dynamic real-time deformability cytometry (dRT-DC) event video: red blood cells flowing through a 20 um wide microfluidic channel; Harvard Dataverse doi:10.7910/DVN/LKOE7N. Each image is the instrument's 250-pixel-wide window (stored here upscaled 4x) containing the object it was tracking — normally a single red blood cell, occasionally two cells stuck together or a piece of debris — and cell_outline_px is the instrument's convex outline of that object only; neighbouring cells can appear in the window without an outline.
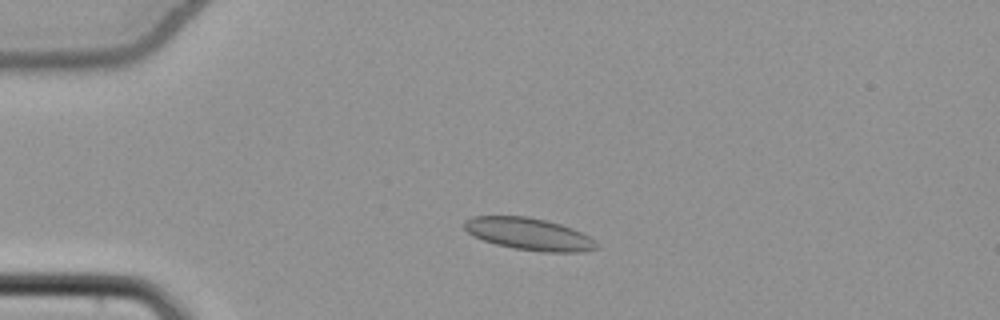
{"species": "common noctule bat (a hibernating species)", "species_latin": "Nyctalus noctula", "temperature_condition": "cold", "stored_images_in_passage": 51, "camera_frame_rate_fps": 3000, "um_per_image_px": 0.085, "animal": {"sex": "female", "body_mass_g": 22.7, "forearm_length_mm": 54.2}, "frame": {"image": 1, "passage_image": 10, "time_ms": 3.0, "image_size_px": [1000, 320], "cell_outline_px": [[600, 248], [584, 252], [544, 252], [516, 248], [496, 244], [472, 236], [464, 228], [464, 220], [472, 216], [528, 216], [560, 224], [572, 228], [596, 240], [600, 244]], "centroid_in_image_um": [45.0, 19.89], "position_along_channel_um": 40.0, "area_um2": 24.85}}
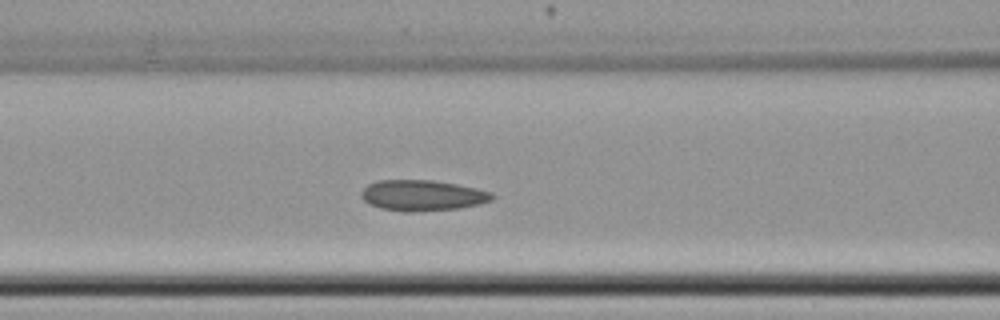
{"frame": {"image": 2, "passage_image": 20, "time_ms": 6.333, "image_size_px": [1000, 320], "cell_outline_px": [[496, 196], [492, 200], [480, 204], [460, 208], [408, 212], [380, 208], [368, 204], [360, 196], [360, 192], [368, 184], [376, 180], [432, 180], [456, 184], [476, 188], [492, 192]], "centroid_in_image_um": [35.9, 16.61], "position_along_channel_um": 130.7, "area_um2": 23.58}}
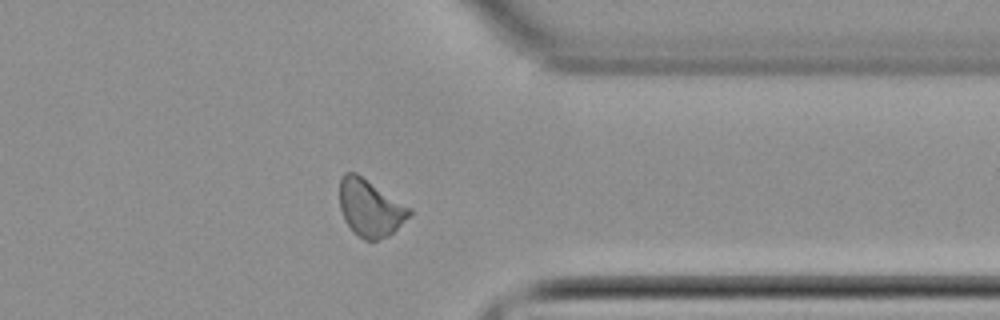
{"frame": {"image": 3, "passage_image": 40, "time_ms": 13.0, "image_size_px": [1000, 320], "cell_outline_px": [[412, 212], [388, 236], [376, 240], [364, 240], [352, 232], [344, 220], [340, 208], [340, 176], [344, 172], [356, 172], [412, 208]], "centroid_in_image_um": [31.43, 17.66], "position_along_channel_um": 380.0, "area_um2": 23.18}, "authors_computed_cell_mechanics": {"area_um2": 23.1778, "velocity_mm_per_s": 3.8267, "shape_relaxation_time_tau1_ms": 6.9469, "shape_relaxation_time_tau2_ms": 2.0097, "deformation_change_tau1": 0.0937, "deformation_change_tau2": 0.0745}}